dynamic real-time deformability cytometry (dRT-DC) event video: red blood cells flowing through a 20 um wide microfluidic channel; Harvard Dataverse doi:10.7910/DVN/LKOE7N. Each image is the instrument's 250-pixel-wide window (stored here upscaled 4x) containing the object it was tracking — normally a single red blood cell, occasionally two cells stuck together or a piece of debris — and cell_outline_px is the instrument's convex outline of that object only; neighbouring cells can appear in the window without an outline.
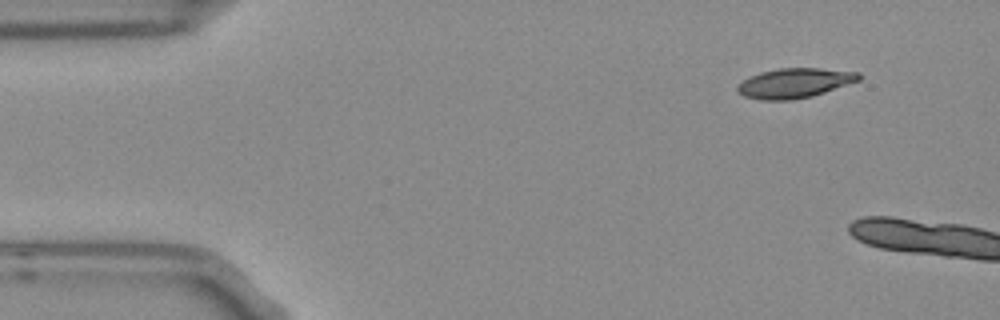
{"species": "Egyptian fruit bat (a non-hibernating species)", "species_latin": "Rousettus aegyptiacus", "temperature_condition": "room temperature", "stored_images_in_passage": 5, "camera_frame_rate_fps": 3000, "um_per_image_px": 0.085, "frame": {"image": 1, "passage_image": 1, "time_ms": 0.0, "image_size_px": [1000, 320], "cell_outline_px": [[860, 80], [812, 96], [792, 100], [760, 100], [744, 96], [736, 92], [736, 88], [744, 80], [760, 72], [780, 68], [820, 68], [860, 72]], "centroid_in_image_um": [67.54, 7.06], "position_along_channel_um": 17.5, "area_um2": 20.92}}
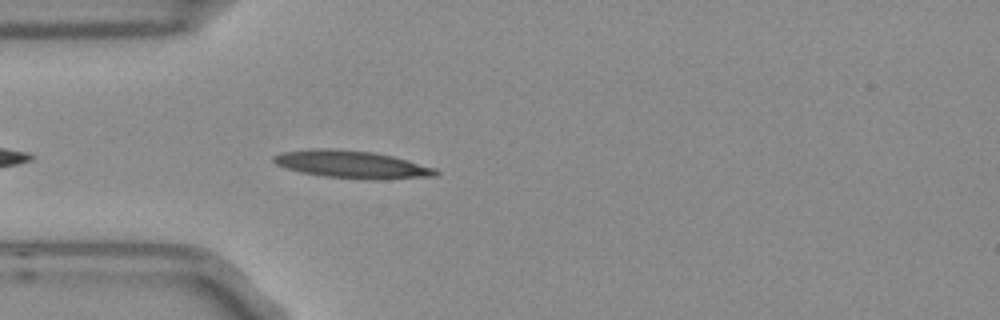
{"frame": {"image": 2, "passage_image": 5, "time_ms": 1.333, "image_size_px": [1000, 320], "cell_outline_px": [[440, 172], [436, 176], [376, 180], [324, 176], [300, 172], [276, 164], [272, 160], [272, 156], [284, 152], [316, 148], [320, 148], [376, 152], [392, 156], [436, 168]], "centroid_in_image_um": [29.94, 13.98], "position_along_channel_um": 55.1, "area_um2": 25.84}}